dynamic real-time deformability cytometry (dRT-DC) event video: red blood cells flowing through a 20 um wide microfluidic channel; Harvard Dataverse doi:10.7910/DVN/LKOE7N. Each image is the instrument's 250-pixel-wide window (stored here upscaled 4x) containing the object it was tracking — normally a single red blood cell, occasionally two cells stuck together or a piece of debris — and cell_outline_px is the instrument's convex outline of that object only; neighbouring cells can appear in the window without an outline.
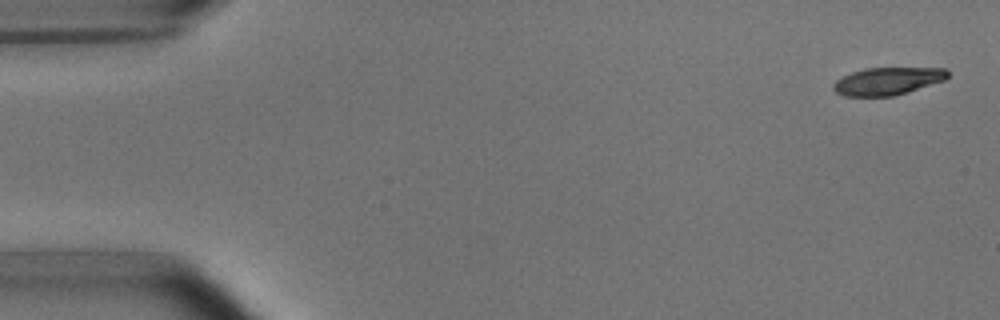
{"species": "common noctule bat (a hibernating species)", "species_latin": "Nyctalus noctula", "temperature_condition": "room temperature", "stored_images_in_passage": 6, "camera_frame_rate_fps": 3000, "um_per_image_px": 0.085, "animal": {"sex": "male", "body_mass_g": 15.6}, "frame": {"image": 1, "passage_image": 1, "time_ms": 0.0, "image_size_px": [1000, 320], "cell_outline_px": [[948, 76], [944, 80], [892, 96], [844, 96], [836, 92], [832, 88], [832, 84], [836, 80], [852, 72], [864, 68], [948, 68]], "centroid_in_image_um": [75.41, 6.89], "position_along_channel_um": 9.6, "area_um2": 18.15}}
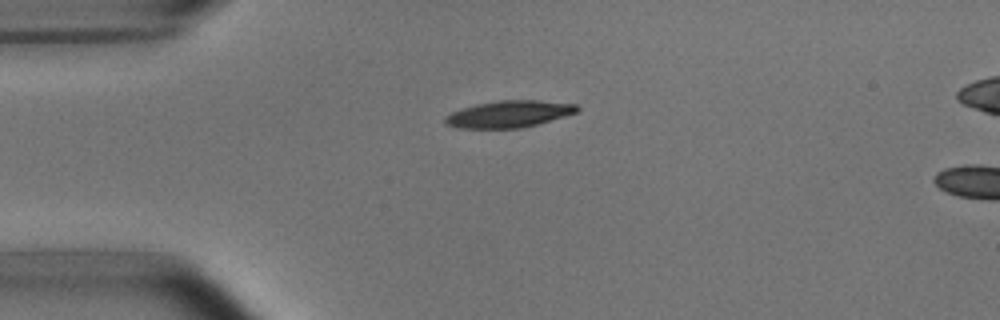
{"frame": {"image": 2, "passage_image": 4, "time_ms": 3.667, "image_size_px": [1000, 320], "cell_outline_px": [[580, 108], [576, 112], [536, 124], [520, 128], [460, 128], [448, 124], [444, 120], [452, 112], [476, 104], [500, 100], [536, 100], [576, 104]], "centroid_in_image_um": [43.28, 9.68], "position_along_channel_um": 41.7, "area_um2": 20.11}}